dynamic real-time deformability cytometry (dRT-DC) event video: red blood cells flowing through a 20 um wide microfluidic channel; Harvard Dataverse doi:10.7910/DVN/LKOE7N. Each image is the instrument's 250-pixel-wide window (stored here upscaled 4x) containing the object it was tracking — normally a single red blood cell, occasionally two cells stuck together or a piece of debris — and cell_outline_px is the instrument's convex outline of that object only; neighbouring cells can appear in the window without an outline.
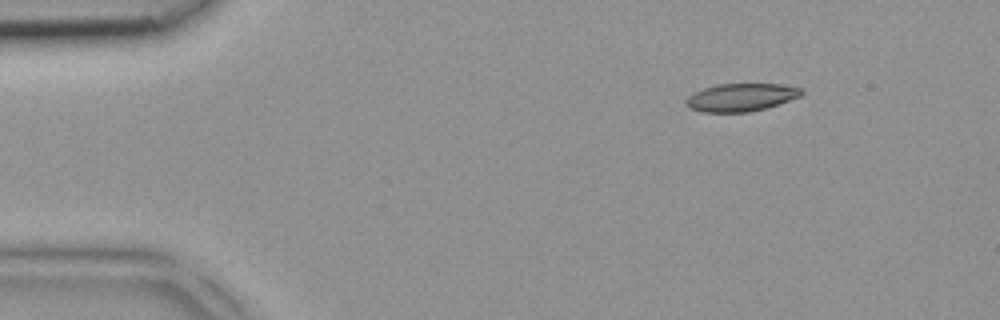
{"species": "common noctule bat (a hibernating species)", "species_latin": "Nyctalus noctula", "temperature_condition": "room temperature", "stored_images_in_passage": 3, "camera_frame_rate_fps": 3000, "um_per_image_px": 0.085, "animal": {"sex": "female", "body_mass_g": 18.4}, "frame": {"image": 1, "passage_image": 1, "time_ms": 0.0, "image_size_px": [1000, 320], "cell_outline_px": [[804, 92], [800, 96], [764, 108], [748, 112], [704, 112], [688, 108], [684, 104], [684, 100], [692, 92], [716, 84], [780, 84], [800, 88]], "centroid_in_image_um": [62.9, 8.27], "position_along_channel_um": 22.1, "area_um2": 18.67}}